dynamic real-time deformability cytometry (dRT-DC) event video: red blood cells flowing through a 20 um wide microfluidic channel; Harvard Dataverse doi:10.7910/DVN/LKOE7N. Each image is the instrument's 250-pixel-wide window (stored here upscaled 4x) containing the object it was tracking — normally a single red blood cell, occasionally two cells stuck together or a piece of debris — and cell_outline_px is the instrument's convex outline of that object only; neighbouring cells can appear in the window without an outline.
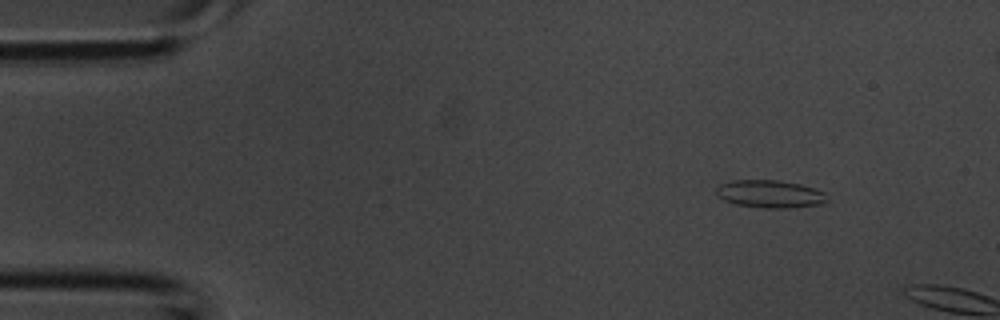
{"species": "common noctule bat (a hibernating species)", "species_latin": "Nyctalus noctula", "temperature_condition": "room temperature", "stored_images_in_passage": 2, "camera_frame_rate_fps": 3000, "um_per_image_px": 0.085, "animal": {"sex": "male", "body_mass_g": 20.1, "forearm_length_mm": 53.5}, "frame": {"image": 1, "passage_image": 1, "time_ms": 0.0, "image_size_px": [1000, 320], "cell_outline_px": [[828, 200], [820, 204], [788, 208], [764, 208], [736, 204], [724, 200], [716, 196], [716, 188], [720, 184], [732, 180], [780, 180], [800, 184], [824, 192]], "centroid_in_image_um": [65.41, 16.48], "position_along_channel_um": 19.6, "area_um2": 17.86}}